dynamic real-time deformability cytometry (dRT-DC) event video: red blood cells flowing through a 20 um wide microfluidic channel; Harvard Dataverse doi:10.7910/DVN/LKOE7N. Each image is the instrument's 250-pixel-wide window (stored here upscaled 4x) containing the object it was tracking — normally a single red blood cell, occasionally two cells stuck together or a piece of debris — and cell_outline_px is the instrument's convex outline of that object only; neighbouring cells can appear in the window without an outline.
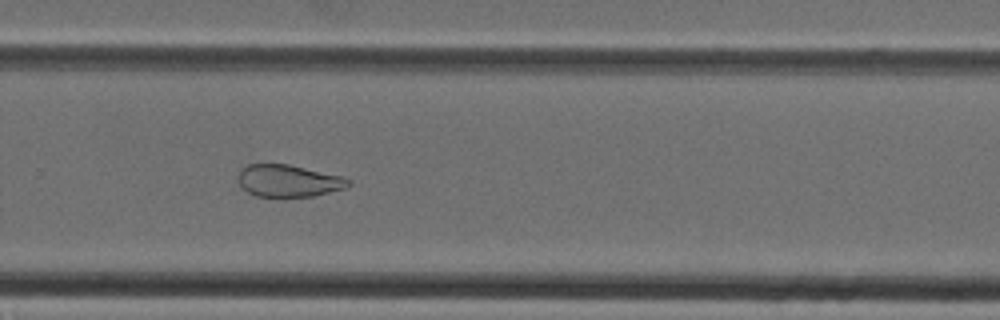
{"species": "Egyptian fruit bat (a non-hibernating species)", "species_latin": "Rousettus aegyptiacus", "temperature_condition": "cold", "stored_images_in_passage": 31, "camera_frame_rate_fps": 3000, "um_per_image_px": 0.085, "animal": {"sex": "female"}, "frame": {"image": 1, "passage_image": 18, "time_ms": 5.667, "image_size_px": [1000, 320], "cell_outline_px": [[352, 184], [344, 188], [312, 196], [256, 196], [240, 188], [240, 168], [248, 164], [288, 164], [344, 176], [352, 180]], "centroid_in_image_um": [24.55, 15.35], "position_along_channel_um": 305.3, "area_um2": 20.58}}